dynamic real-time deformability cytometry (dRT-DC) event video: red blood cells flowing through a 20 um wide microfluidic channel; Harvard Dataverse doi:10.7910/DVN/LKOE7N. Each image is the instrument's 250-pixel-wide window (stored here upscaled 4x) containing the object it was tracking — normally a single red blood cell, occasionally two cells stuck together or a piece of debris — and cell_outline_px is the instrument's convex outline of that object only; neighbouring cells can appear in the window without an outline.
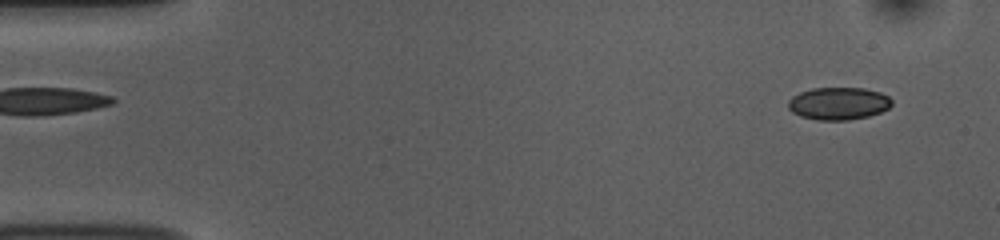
{"species": "common noctule bat (a hibernating species)", "species_latin": "Nyctalus noctula", "temperature_condition": "room temperature", "stored_images_in_passage": 52, "camera_frame_rate_fps": 3000, "um_per_image_px": 0.085, "animal": {"sex": "female", "body_mass_g": 10.0, "forearm_length_mm": 53.1}, "frame": {"image": 1, "passage_image": 3, "time_ms": 0.667, "image_size_px": [1000, 240], "cell_outline_px": [[892, 104], [888, 108], [880, 112], [868, 116], [848, 120], [816, 120], [800, 116], [792, 112], [788, 108], [788, 100], [792, 96], [800, 92], [812, 88], [864, 88], [880, 92], [888, 96], [892, 100]], "centroid_in_image_um": [71.25, 8.79], "position_along_channel_um": 13.7, "area_um2": 19.71}}
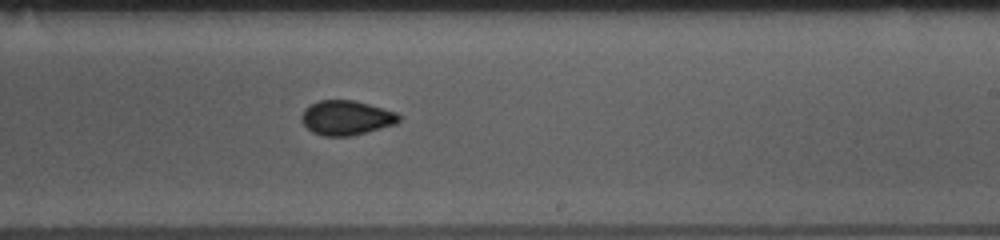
{"frame": {"image": 2, "passage_image": 31, "time_ms": 10.0, "image_size_px": [1000, 240], "cell_outline_px": [[400, 120], [396, 124], [352, 136], [324, 136], [312, 132], [300, 120], [300, 116], [304, 108], [320, 100], [352, 100], [368, 104], [396, 112], [400, 116]], "centroid_in_image_um": [29.42, 10.02], "position_along_channel_um": 259.6, "area_um2": 19.59}}
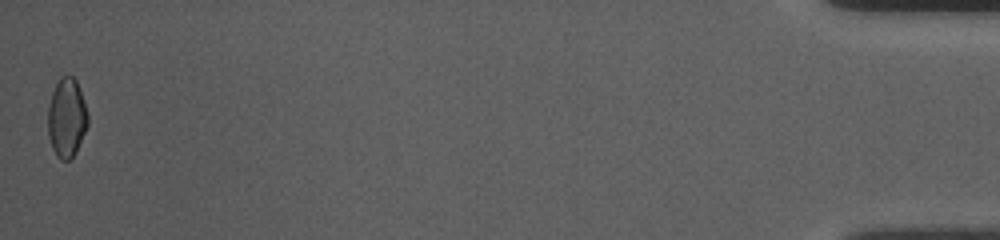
{"frame": {"image": 3, "passage_image": 52, "time_ms": 17.0, "image_size_px": [1000, 240], "cell_outline_px": [[88, 124], [76, 152], [68, 160], [60, 160], [56, 156], [52, 148], [48, 136], [48, 104], [56, 80], [60, 76], [72, 76], [76, 80], [88, 116]], "centroid_in_image_um": [5.64, 10.01], "position_along_channel_um": 429.6, "area_um2": 18.38}, "authors_computed_cell_mechanics": {"area_um2": 19.652, "velocity_mm_per_s": 3.7701, "shape_relaxation_time_tau1_ms": 8.1111, "shape_relaxation_time_tau2_ms": 1.421, "deformation_change_tau1": 0.1038, "deformation_change_tau2": 0.0387}}